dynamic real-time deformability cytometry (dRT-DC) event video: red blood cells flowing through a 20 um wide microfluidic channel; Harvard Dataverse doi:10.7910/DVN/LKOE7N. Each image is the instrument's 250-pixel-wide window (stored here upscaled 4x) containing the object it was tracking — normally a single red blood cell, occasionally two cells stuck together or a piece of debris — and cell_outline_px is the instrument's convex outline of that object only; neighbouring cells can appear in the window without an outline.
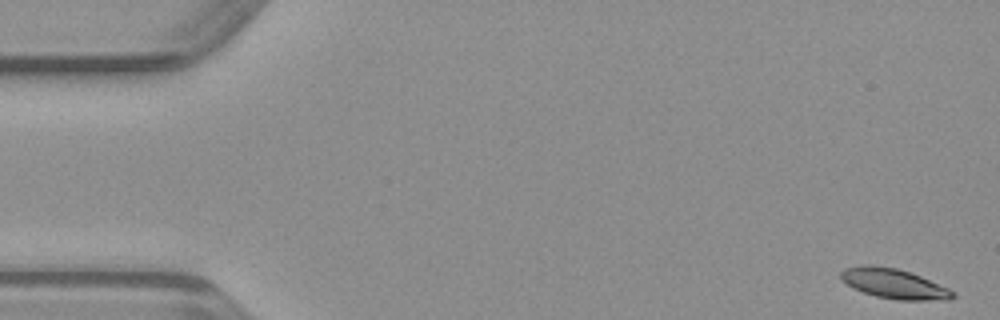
{"species": "common noctule bat (a hibernating species)", "species_latin": "Nyctalus noctula", "temperature_condition": "warm", "stored_images_in_passage": 49, "camera_frame_rate_fps": 3000, "um_per_image_px": 0.085, "animal": {"sex": "male", "body_mass_g": 23.1, "forearm_length_mm": 52.7}, "frame": {"image": 1, "passage_image": 1, "time_ms": 0.0, "image_size_px": [1000, 320], "cell_outline_px": [[956, 296], [948, 300], [896, 300], [876, 296], [852, 288], [840, 280], [840, 272], [844, 268], [860, 264], [872, 264], [896, 268], [920, 276], [948, 288], [956, 292]], "centroid_in_image_um": [75.94, 24.1], "position_along_channel_um": 9.1, "area_um2": 19.71}}
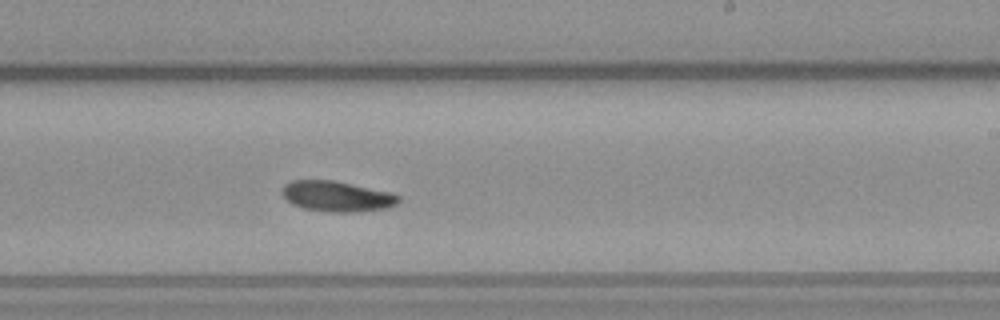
{"frame": {"image": 2, "passage_image": 29, "time_ms": 9.333, "image_size_px": [1000, 320], "cell_outline_px": [[400, 200], [396, 204], [388, 208], [352, 212], [332, 212], [304, 208], [292, 204], [280, 192], [284, 184], [292, 180], [332, 180], [392, 192], [400, 196]], "centroid_in_image_um": [28.64, 16.68], "position_along_channel_um": 260.4, "area_um2": 20.69}}
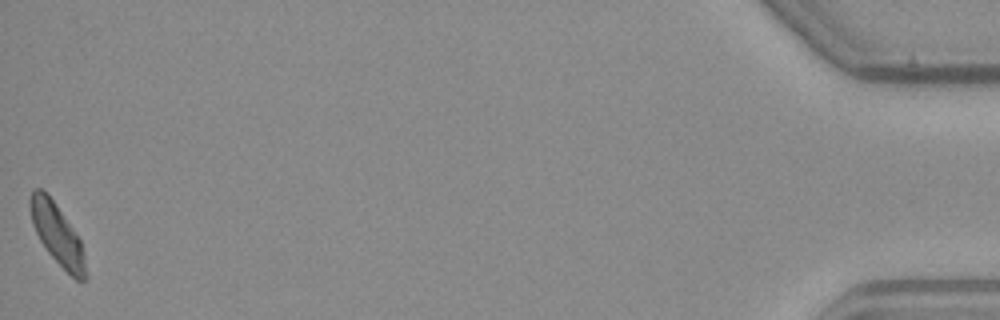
{"frame": {"image": 3, "passage_image": 49, "time_ms": 16.0, "image_size_px": [1000, 320], "cell_outline_px": [[88, 276], [84, 280], [76, 280], [48, 252], [40, 240], [32, 224], [28, 204], [28, 200], [32, 188], [40, 188], [56, 204], [80, 240], [84, 252]], "centroid_in_image_um": [4.85, 19.91], "position_along_channel_um": 430.3, "area_um2": 19.48}}